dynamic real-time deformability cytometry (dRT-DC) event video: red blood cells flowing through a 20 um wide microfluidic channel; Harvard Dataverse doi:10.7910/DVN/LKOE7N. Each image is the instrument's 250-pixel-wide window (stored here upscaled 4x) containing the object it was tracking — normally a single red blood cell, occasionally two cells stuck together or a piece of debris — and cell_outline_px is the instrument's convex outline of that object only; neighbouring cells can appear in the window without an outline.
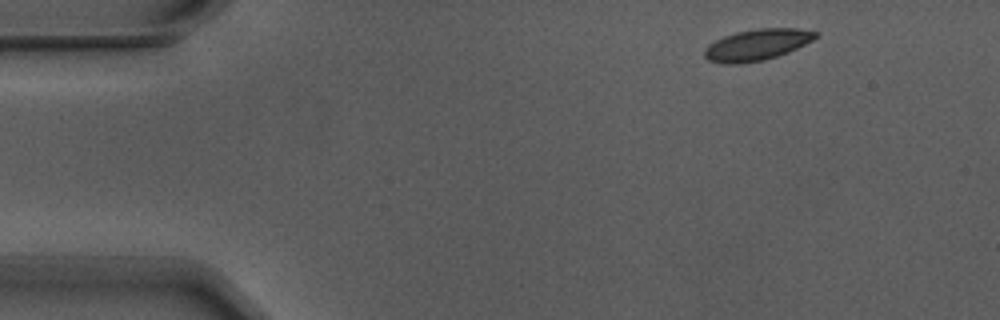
{"species": "Egyptian fruit bat (a non-hibernating species)", "species_latin": "Rousettus aegyptiacus", "temperature_condition": "warm", "stored_images_in_passage": 5, "segment_of_instrument_passage": [1, 2], "camera_frame_rate_fps": 3000, "um_per_image_px": 0.085, "animal": {"sex": "male"}, "frame": {"image": 1, "passage_image": 1, "time_ms": 0.0, "image_size_px": [1000, 320], "cell_outline_px": [[820, 36], [788, 52], [764, 60], [740, 64], [724, 64], [708, 60], [704, 56], [704, 48], [708, 44], [724, 36], [736, 32], [756, 28], [796, 28], [820, 32]], "centroid_in_image_um": [64.34, 3.8], "position_along_channel_um": 20.7, "area_um2": 20.35}}
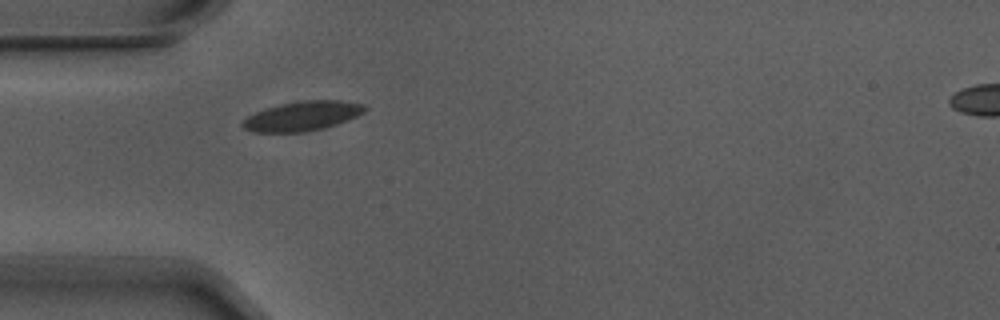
{"frame": {"image": 2, "passage_image": 4, "time_ms": 1.0, "image_size_px": [1000, 320], "cell_outline_px": [[368, 108], [364, 112], [348, 120], [324, 128], [304, 132], [252, 132], [244, 128], [240, 124], [248, 116], [264, 108], [280, 104], [304, 100], [344, 100], [364, 104]], "centroid_in_image_um": [25.72, 9.86], "position_along_channel_um": 59.3, "area_um2": 21.1}}